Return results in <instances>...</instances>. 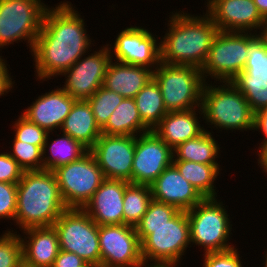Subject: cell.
I'll return each instance as SVG.
<instances>
[{
	"label": "cell",
	"mask_w": 267,
	"mask_h": 267,
	"mask_svg": "<svg viewBox=\"0 0 267 267\" xmlns=\"http://www.w3.org/2000/svg\"><path fill=\"white\" fill-rule=\"evenodd\" d=\"M65 133L90 150L102 134L91 105L87 100H76L65 118L60 133Z\"/></svg>",
	"instance_id": "cell-24"
},
{
	"label": "cell",
	"mask_w": 267,
	"mask_h": 267,
	"mask_svg": "<svg viewBox=\"0 0 267 267\" xmlns=\"http://www.w3.org/2000/svg\"><path fill=\"white\" fill-rule=\"evenodd\" d=\"M206 1V12L219 31L257 33L266 22L253 0Z\"/></svg>",
	"instance_id": "cell-17"
},
{
	"label": "cell",
	"mask_w": 267,
	"mask_h": 267,
	"mask_svg": "<svg viewBox=\"0 0 267 267\" xmlns=\"http://www.w3.org/2000/svg\"><path fill=\"white\" fill-rule=\"evenodd\" d=\"M203 14L194 16L184 11L172 12L168 31L159 39L160 61L202 68L219 31L211 16L207 12Z\"/></svg>",
	"instance_id": "cell-2"
},
{
	"label": "cell",
	"mask_w": 267,
	"mask_h": 267,
	"mask_svg": "<svg viewBox=\"0 0 267 267\" xmlns=\"http://www.w3.org/2000/svg\"><path fill=\"white\" fill-rule=\"evenodd\" d=\"M42 0H0V48L26 41L31 52L48 8Z\"/></svg>",
	"instance_id": "cell-9"
},
{
	"label": "cell",
	"mask_w": 267,
	"mask_h": 267,
	"mask_svg": "<svg viewBox=\"0 0 267 267\" xmlns=\"http://www.w3.org/2000/svg\"><path fill=\"white\" fill-rule=\"evenodd\" d=\"M12 128L15 131L14 137L24 143L40 146L42 149L46 142L48 132L38 125L30 122L22 114L18 120L13 122Z\"/></svg>",
	"instance_id": "cell-36"
},
{
	"label": "cell",
	"mask_w": 267,
	"mask_h": 267,
	"mask_svg": "<svg viewBox=\"0 0 267 267\" xmlns=\"http://www.w3.org/2000/svg\"><path fill=\"white\" fill-rule=\"evenodd\" d=\"M154 70L147 67L123 64L117 61L108 64L103 87L124 98H134L153 78Z\"/></svg>",
	"instance_id": "cell-23"
},
{
	"label": "cell",
	"mask_w": 267,
	"mask_h": 267,
	"mask_svg": "<svg viewBox=\"0 0 267 267\" xmlns=\"http://www.w3.org/2000/svg\"><path fill=\"white\" fill-rule=\"evenodd\" d=\"M53 173L67 208L83 209L106 179L90 151L79 160L54 169Z\"/></svg>",
	"instance_id": "cell-10"
},
{
	"label": "cell",
	"mask_w": 267,
	"mask_h": 267,
	"mask_svg": "<svg viewBox=\"0 0 267 267\" xmlns=\"http://www.w3.org/2000/svg\"><path fill=\"white\" fill-rule=\"evenodd\" d=\"M13 152H8L24 171L43 170V151L40 146L13 139Z\"/></svg>",
	"instance_id": "cell-34"
},
{
	"label": "cell",
	"mask_w": 267,
	"mask_h": 267,
	"mask_svg": "<svg viewBox=\"0 0 267 267\" xmlns=\"http://www.w3.org/2000/svg\"><path fill=\"white\" fill-rule=\"evenodd\" d=\"M156 36L142 26L125 28L117 35L114 45L109 47L111 60L115 57V61L123 64L155 70L160 63V42Z\"/></svg>",
	"instance_id": "cell-14"
},
{
	"label": "cell",
	"mask_w": 267,
	"mask_h": 267,
	"mask_svg": "<svg viewBox=\"0 0 267 267\" xmlns=\"http://www.w3.org/2000/svg\"><path fill=\"white\" fill-rule=\"evenodd\" d=\"M209 82L208 79L203 87L201 99L205 123L213 125V128L232 132L254 130L255 113L232 82H220V85Z\"/></svg>",
	"instance_id": "cell-4"
},
{
	"label": "cell",
	"mask_w": 267,
	"mask_h": 267,
	"mask_svg": "<svg viewBox=\"0 0 267 267\" xmlns=\"http://www.w3.org/2000/svg\"><path fill=\"white\" fill-rule=\"evenodd\" d=\"M7 61L0 56V97L6 95L13 90L15 81H12V76L8 73Z\"/></svg>",
	"instance_id": "cell-42"
},
{
	"label": "cell",
	"mask_w": 267,
	"mask_h": 267,
	"mask_svg": "<svg viewBox=\"0 0 267 267\" xmlns=\"http://www.w3.org/2000/svg\"><path fill=\"white\" fill-rule=\"evenodd\" d=\"M141 242L143 262L179 264L190 243V223L186 211L180 210L166 224L135 226Z\"/></svg>",
	"instance_id": "cell-5"
},
{
	"label": "cell",
	"mask_w": 267,
	"mask_h": 267,
	"mask_svg": "<svg viewBox=\"0 0 267 267\" xmlns=\"http://www.w3.org/2000/svg\"><path fill=\"white\" fill-rule=\"evenodd\" d=\"M17 208V184L0 182V219L13 220Z\"/></svg>",
	"instance_id": "cell-38"
},
{
	"label": "cell",
	"mask_w": 267,
	"mask_h": 267,
	"mask_svg": "<svg viewBox=\"0 0 267 267\" xmlns=\"http://www.w3.org/2000/svg\"><path fill=\"white\" fill-rule=\"evenodd\" d=\"M106 179L131 183L135 136L101 134L89 150Z\"/></svg>",
	"instance_id": "cell-16"
},
{
	"label": "cell",
	"mask_w": 267,
	"mask_h": 267,
	"mask_svg": "<svg viewBox=\"0 0 267 267\" xmlns=\"http://www.w3.org/2000/svg\"><path fill=\"white\" fill-rule=\"evenodd\" d=\"M53 226L60 250L75 253L88 264L101 267L99 225L83 209L67 208Z\"/></svg>",
	"instance_id": "cell-8"
},
{
	"label": "cell",
	"mask_w": 267,
	"mask_h": 267,
	"mask_svg": "<svg viewBox=\"0 0 267 267\" xmlns=\"http://www.w3.org/2000/svg\"><path fill=\"white\" fill-rule=\"evenodd\" d=\"M180 210L173 205L152 199L147 211L136 226H160L171 220Z\"/></svg>",
	"instance_id": "cell-37"
},
{
	"label": "cell",
	"mask_w": 267,
	"mask_h": 267,
	"mask_svg": "<svg viewBox=\"0 0 267 267\" xmlns=\"http://www.w3.org/2000/svg\"><path fill=\"white\" fill-rule=\"evenodd\" d=\"M260 131L263 133L265 137L263 139H267V109H263L255 113L254 119V131Z\"/></svg>",
	"instance_id": "cell-43"
},
{
	"label": "cell",
	"mask_w": 267,
	"mask_h": 267,
	"mask_svg": "<svg viewBox=\"0 0 267 267\" xmlns=\"http://www.w3.org/2000/svg\"><path fill=\"white\" fill-rule=\"evenodd\" d=\"M86 267H97V266L88 264Z\"/></svg>",
	"instance_id": "cell-49"
},
{
	"label": "cell",
	"mask_w": 267,
	"mask_h": 267,
	"mask_svg": "<svg viewBox=\"0 0 267 267\" xmlns=\"http://www.w3.org/2000/svg\"><path fill=\"white\" fill-rule=\"evenodd\" d=\"M231 82L244 95L254 113L267 109V81L249 80V75L242 71Z\"/></svg>",
	"instance_id": "cell-32"
},
{
	"label": "cell",
	"mask_w": 267,
	"mask_h": 267,
	"mask_svg": "<svg viewBox=\"0 0 267 267\" xmlns=\"http://www.w3.org/2000/svg\"><path fill=\"white\" fill-rule=\"evenodd\" d=\"M22 232L23 264L28 267H52L60 251L59 237L54 226L32 227Z\"/></svg>",
	"instance_id": "cell-21"
},
{
	"label": "cell",
	"mask_w": 267,
	"mask_h": 267,
	"mask_svg": "<svg viewBox=\"0 0 267 267\" xmlns=\"http://www.w3.org/2000/svg\"><path fill=\"white\" fill-rule=\"evenodd\" d=\"M8 229L0 235V267H21L23 264L21 235Z\"/></svg>",
	"instance_id": "cell-35"
},
{
	"label": "cell",
	"mask_w": 267,
	"mask_h": 267,
	"mask_svg": "<svg viewBox=\"0 0 267 267\" xmlns=\"http://www.w3.org/2000/svg\"><path fill=\"white\" fill-rule=\"evenodd\" d=\"M259 145V151H256L258 152L257 156H259L257 162L259 167L263 169V172L267 174V139H263Z\"/></svg>",
	"instance_id": "cell-44"
},
{
	"label": "cell",
	"mask_w": 267,
	"mask_h": 267,
	"mask_svg": "<svg viewBox=\"0 0 267 267\" xmlns=\"http://www.w3.org/2000/svg\"><path fill=\"white\" fill-rule=\"evenodd\" d=\"M67 209L50 170L24 171L17 183L15 225L21 231L32 227L53 226Z\"/></svg>",
	"instance_id": "cell-3"
},
{
	"label": "cell",
	"mask_w": 267,
	"mask_h": 267,
	"mask_svg": "<svg viewBox=\"0 0 267 267\" xmlns=\"http://www.w3.org/2000/svg\"><path fill=\"white\" fill-rule=\"evenodd\" d=\"M266 253H264L265 254V256H264V258H265V261H262V262H264L263 264H264V266L263 267H267V251H265Z\"/></svg>",
	"instance_id": "cell-48"
},
{
	"label": "cell",
	"mask_w": 267,
	"mask_h": 267,
	"mask_svg": "<svg viewBox=\"0 0 267 267\" xmlns=\"http://www.w3.org/2000/svg\"><path fill=\"white\" fill-rule=\"evenodd\" d=\"M199 110V111H198ZM200 114L199 116L197 113ZM202 115V116H201ZM203 112L201 107L168 112L152 129L172 150L181 143L202 134L206 129L199 123Z\"/></svg>",
	"instance_id": "cell-22"
},
{
	"label": "cell",
	"mask_w": 267,
	"mask_h": 267,
	"mask_svg": "<svg viewBox=\"0 0 267 267\" xmlns=\"http://www.w3.org/2000/svg\"><path fill=\"white\" fill-rule=\"evenodd\" d=\"M142 121L152 130L168 113L160 87L152 78L134 97Z\"/></svg>",
	"instance_id": "cell-29"
},
{
	"label": "cell",
	"mask_w": 267,
	"mask_h": 267,
	"mask_svg": "<svg viewBox=\"0 0 267 267\" xmlns=\"http://www.w3.org/2000/svg\"><path fill=\"white\" fill-rule=\"evenodd\" d=\"M123 99L124 97L118 93L101 86L87 100L91 105L95 121L100 129L107 124L109 117Z\"/></svg>",
	"instance_id": "cell-33"
},
{
	"label": "cell",
	"mask_w": 267,
	"mask_h": 267,
	"mask_svg": "<svg viewBox=\"0 0 267 267\" xmlns=\"http://www.w3.org/2000/svg\"><path fill=\"white\" fill-rule=\"evenodd\" d=\"M168 112L201 107L205 80L201 69L190 65H174L160 61L153 72Z\"/></svg>",
	"instance_id": "cell-6"
},
{
	"label": "cell",
	"mask_w": 267,
	"mask_h": 267,
	"mask_svg": "<svg viewBox=\"0 0 267 267\" xmlns=\"http://www.w3.org/2000/svg\"><path fill=\"white\" fill-rule=\"evenodd\" d=\"M220 147L209 130L189 139L173 149V160L191 161L200 164H220L216 158Z\"/></svg>",
	"instance_id": "cell-27"
},
{
	"label": "cell",
	"mask_w": 267,
	"mask_h": 267,
	"mask_svg": "<svg viewBox=\"0 0 267 267\" xmlns=\"http://www.w3.org/2000/svg\"><path fill=\"white\" fill-rule=\"evenodd\" d=\"M258 33L264 39V42L267 45V20L265 24L262 26V29Z\"/></svg>",
	"instance_id": "cell-47"
},
{
	"label": "cell",
	"mask_w": 267,
	"mask_h": 267,
	"mask_svg": "<svg viewBox=\"0 0 267 267\" xmlns=\"http://www.w3.org/2000/svg\"><path fill=\"white\" fill-rule=\"evenodd\" d=\"M88 263L72 252L60 250L52 267H86Z\"/></svg>",
	"instance_id": "cell-41"
},
{
	"label": "cell",
	"mask_w": 267,
	"mask_h": 267,
	"mask_svg": "<svg viewBox=\"0 0 267 267\" xmlns=\"http://www.w3.org/2000/svg\"><path fill=\"white\" fill-rule=\"evenodd\" d=\"M178 264H170V263H149L143 262L138 267H176Z\"/></svg>",
	"instance_id": "cell-46"
},
{
	"label": "cell",
	"mask_w": 267,
	"mask_h": 267,
	"mask_svg": "<svg viewBox=\"0 0 267 267\" xmlns=\"http://www.w3.org/2000/svg\"><path fill=\"white\" fill-rule=\"evenodd\" d=\"M74 8L70 1H61L45 12L31 51L34 72L40 81L58 77L91 52V44H94L87 34L84 17Z\"/></svg>",
	"instance_id": "cell-1"
},
{
	"label": "cell",
	"mask_w": 267,
	"mask_h": 267,
	"mask_svg": "<svg viewBox=\"0 0 267 267\" xmlns=\"http://www.w3.org/2000/svg\"><path fill=\"white\" fill-rule=\"evenodd\" d=\"M23 173L24 169L9 153H0V182L17 184Z\"/></svg>",
	"instance_id": "cell-40"
},
{
	"label": "cell",
	"mask_w": 267,
	"mask_h": 267,
	"mask_svg": "<svg viewBox=\"0 0 267 267\" xmlns=\"http://www.w3.org/2000/svg\"><path fill=\"white\" fill-rule=\"evenodd\" d=\"M101 267H138L143 263L135 227L125 224L99 226Z\"/></svg>",
	"instance_id": "cell-12"
},
{
	"label": "cell",
	"mask_w": 267,
	"mask_h": 267,
	"mask_svg": "<svg viewBox=\"0 0 267 267\" xmlns=\"http://www.w3.org/2000/svg\"><path fill=\"white\" fill-rule=\"evenodd\" d=\"M109 46L106 44L93 53L88 52L89 55L84 54V58L81 57L61 74L66 78L61 88L75 100H88L103 86L106 70L111 61Z\"/></svg>",
	"instance_id": "cell-13"
},
{
	"label": "cell",
	"mask_w": 267,
	"mask_h": 267,
	"mask_svg": "<svg viewBox=\"0 0 267 267\" xmlns=\"http://www.w3.org/2000/svg\"><path fill=\"white\" fill-rule=\"evenodd\" d=\"M153 199L150 185L129 184L123 196V224L135 227Z\"/></svg>",
	"instance_id": "cell-30"
},
{
	"label": "cell",
	"mask_w": 267,
	"mask_h": 267,
	"mask_svg": "<svg viewBox=\"0 0 267 267\" xmlns=\"http://www.w3.org/2000/svg\"><path fill=\"white\" fill-rule=\"evenodd\" d=\"M150 130L142 121L134 98H124L101 132L106 135L138 136Z\"/></svg>",
	"instance_id": "cell-25"
},
{
	"label": "cell",
	"mask_w": 267,
	"mask_h": 267,
	"mask_svg": "<svg viewBox=\"0 0 267 267\" xmlns=\"http://www.w3.org/2000/svg\"><path fill=\"white\" fill-rule=\"evenodd\" d=\"M153 199L188 211L200 203L204 197L188 182L177 168L171 164L150 184Z\"/></svg>",
	"instance_id": "cell-18"
},
{
	"label": "cell",
	"mask_w": 267,
	"mask_h": 267,
	"mask_svg": "<svg viewBox=\"0 0 267 267\" xmlns=\"http://www.w3.org/2000/svg\"><path fill=\"white\" fill-rule=\"evenodd\" d=\"M130 183L105 179L83 210L99 226L123 224V196Z\"/></svg>",
	"instance_id": "cell-20"
},
{
	"label": "cell",
	"mask_w": 267,
	"mask_h": 267,
	"mask_svg": "<svg viewBox=\"0 0 267 267\" xmlns=\"http://www.w3.org/2000/svg\"><path fill=\"white\" fill-rule=\"evenodd\" d=\"M60 138L52 139L49 143L50 133H48L43 151V170L53 171L54 169L79 160L89 150L79 141L63 133ZM50 152V153H49ZM49 153V154H46ZM48 155V156H47Z\"/></svg>",
	"instance_id": "cell-26"
},
{
	"label": "cell",
	"mask_w": 267,
	"mask_h": 267,
	"mask_svg": "<svg viewBox=\"0 0 267 267\" xmlns=\"http://www.w3.org/2000/svg\"><path fill=\"white\" fill-rule=\"evenodd\" d=\"M261 16L267 20V0H253Z\"/></svg>",
	"instance_id": "cell-45"
},
{
	"label": "cell",
	"mask_w": 267,
	"mask_h": 267,
	"mask_svg": "<svg viewBox=\"0 0 267 267\" xmlns=\"http://www.w3.org/2000/svg\"><path fill=\"white\" fill-rule=\"evenodd\" d=\"M238 249L205 253L203 267H243Z\"/></svg>",
	"instance_id": "cell-39"
},
{
	"label": "cell",
	"mask_w": 267,
	"mask_h": 267,
	"mask_svg": "<svg viewBox=\"0 0 267 267\" xmlns=\"http://www.w3.org/2000/svg\"><path fill=\"white\" fill-rule=\"evenodd\" d=\"M172 164L204 198H216L218 196L214 183L222 170L219 168V164H200L183 160H172Z\"/></svg>",
	"instance_id": "cell-28"
},
{
	"label": "cell",
	"mask_w": 267,
	"mask_h": 267,
	"mask_svg": "<svg viewBox=\"0 0 267 267\" xmlns=\"http://www.w3.org/2000/svg\"><path fill=\"white\" fill-rule=\"evenodd\" d=\"M172 160L173 150L153 130L135 136L131 184H152Z\"/></svg>",
	"instance_id": "cell-15"
},
{
	"label": "cell",
	"mask_w": 267,
	"mask_h": 267,
	"mask_svg": "<svg viewBox=\"0 0 267 267\" xmlns=\"http://www.w3.org/2000/svg\"><path fill=\"white\" fill-rule=\"evenodd\" d=\"M243 71L249 80L267 81V45L259 33L249 32L248 58Z\"/></svg>",
	"instance_id": "cell-31"
},
{
	"label": "cell",
	"mask_w": 267,
	"mask_h": 267,
	"mask_svg": "<svg viewBox=\"0 0 267 267\" xmlns=\"http://www.w3.org/2000/svg\"><path fill=\"white\" fill-rule=\"evenodd\" d=\"M217 199L204 198L186 211L190 223V243L203 247L204 253L234 248L233 244L229 243L232 221L223 202Z\"/></svg>",
	"instance_id": "cell-7"
},
{
	"label": "cell",
	"mask_w": 267,
	"mask_h": 267,
	"mask_svg": "<svg viewBox=\"0 0 267 267\" xmlns=\"http://www.w3.org/2000/svg\"><path fill=\"white\" fill-rule=\"evenodd\" d=\"M75 101L61 87H57L38 96L22 115L52 133L55 129H61Z\"/></svg>",
	"instance_id": "cell-19"
},
{
	"label": "cell",
	"mask_w": 267,
	"mask_h": 267,
	"mask_svg": "<svg viewBox=\"0 0 267 267\" xmlns=\"http://www.w3.org/2000/svg\"><path fill=\"white\" fill-rule=\"evenodd\" d=\"M248 50L249 32L218 31L201 68L205 82L209 75L217 82H230L244 70Z\"/></svg>",
	"instance_id": "cell-11"
}]
</instances>
